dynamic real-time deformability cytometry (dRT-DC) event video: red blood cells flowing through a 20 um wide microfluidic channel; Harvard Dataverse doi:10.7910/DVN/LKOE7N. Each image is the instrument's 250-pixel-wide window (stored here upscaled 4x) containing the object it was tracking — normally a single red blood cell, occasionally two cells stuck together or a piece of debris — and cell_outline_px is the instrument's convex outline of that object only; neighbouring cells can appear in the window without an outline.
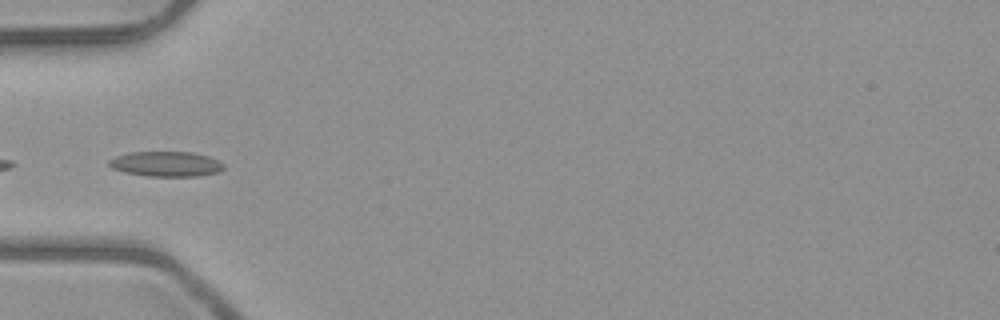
{"species": "common noctule bat (a hibernating species)", "species_latin": "Nyctalus noctula", "temperature_condition": "room temperature", "stored_images_in_passage": 5, "camera_frame_rate_fps": 3000, "um_per_image_px": 0.085, "animal": {"sex": "male", "body_mass_g": 23.1, "forearm_length_mm": 52.7}, "frame": {"image": 1, "passage_image": 5, "time_ms": 4.333, "image_size_px": [1000, 320], "cell_outline_px": [[224, 168], [220, 172], [200, 176], [148, 176], [124, 172], [112, 168], [108, 164], [108, 160], [116, 156], [132, 152], [192, 152], [208, 156], [220, 160], [224, 164]], "centroid_in_image_um": [14.16, 13.94], "position_along_channel_um": 70.8, "area_um2": 16.88}}